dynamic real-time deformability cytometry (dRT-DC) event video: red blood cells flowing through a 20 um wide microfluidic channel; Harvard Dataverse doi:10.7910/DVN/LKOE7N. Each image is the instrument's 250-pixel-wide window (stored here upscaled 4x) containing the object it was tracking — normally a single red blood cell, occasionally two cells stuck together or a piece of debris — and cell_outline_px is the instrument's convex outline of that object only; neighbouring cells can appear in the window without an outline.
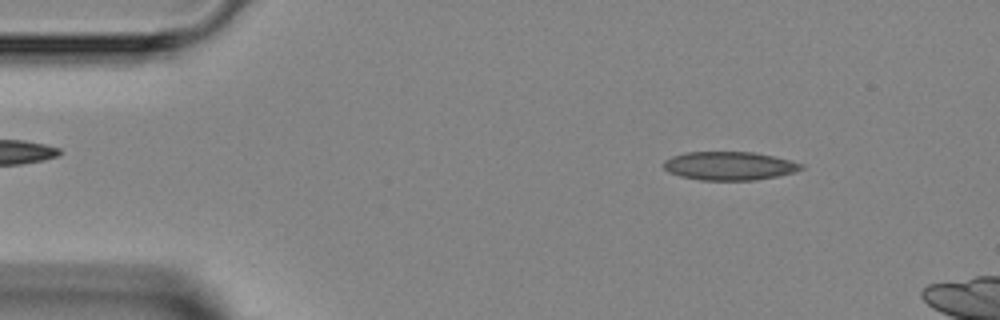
{"species": "Egyptian fruit bat (a non-hibernating species)", "species_latin": "Rousettus aegyptiacus", "temperature_condition": "room temperature", "stored_images_in_passage": 4, "camera_frame_rate_fps": 3000, "um_per_image_px": 0.085, "animal": {"sex": "female"}, "frame": {"image": 1, "passage_image": 2, "time_ms": 1.333, "image_size_px": [1000, 320], "cell_outline_px": [[804, 168], [796, 172], [756, 180], [700, 180], [680, 176], [668, 172], [664, 168], [664, 160], [672, 156], [684, 152], [752, 152], [772, 156], [804, 164]], "centroid_in_image_um": [61.98, 14.1], "position_along_channel_um": 23.0, "area_um2": 22.83}}